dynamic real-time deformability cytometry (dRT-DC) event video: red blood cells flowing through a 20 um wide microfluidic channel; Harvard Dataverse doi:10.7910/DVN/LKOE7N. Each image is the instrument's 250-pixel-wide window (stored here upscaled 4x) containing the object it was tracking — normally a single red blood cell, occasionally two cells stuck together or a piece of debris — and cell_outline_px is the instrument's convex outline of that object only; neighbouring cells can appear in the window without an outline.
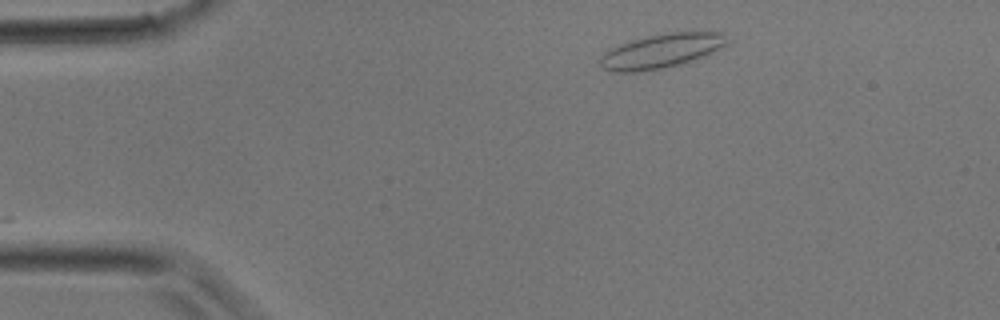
{"species": "common noctule bat (a hibernating species)", "species_latin": "Nyctalus noctula", "temperature_condition": "room temperature", "stored_images_in_passage": 32, "camera_frame_rate_fps": 3000, "um_per_image_px": 0.085, "animal": {"sex": "male", "body_mass_g": 17.9}, "frame": {"image": 1, "passage_image": 1, "time_ms": 0.0, "image_size_px": [1000, 320], "cell_outline_px": [[724, 44], [720, 48], [704, 56], [680, 64], [664, 68], [640, 72], [612, 72], [604, 68], [600, 64], [600, 56], [604, 52], [628, 40], [668, 32], [724, 32]], "centroid_in_image_um": [56.14, 4.34], "position_along_channel_um": 28.9, "area_um2": 25.14}}
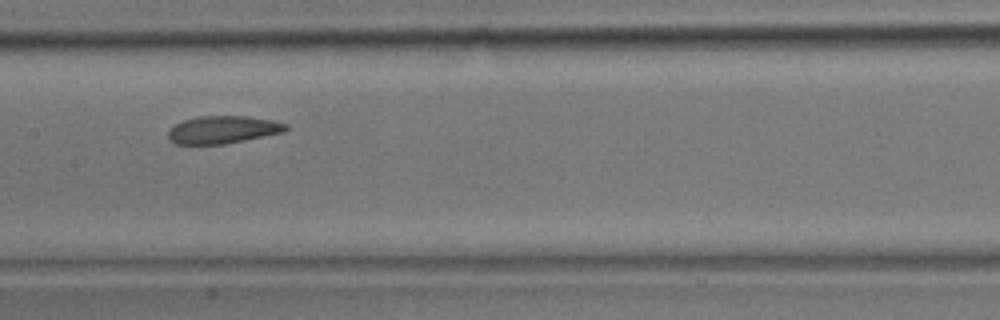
{"frame": {"image": 2, "passage_image": 13, "time_ms": 4.0, "image_size_px": [1000, 320], "cell_outline_px": [[288, 128], [284, 132], [224, 144], [176, 144], [168, 140], [168, 132], [176, 124], [184, 120], [200, 116], [248, 116], [272, 120], [288, 124]], "centroid_in_image_um": [18.95, 11.02], "position_along_channel_um": 188.4, "area_um2": 18.84}}
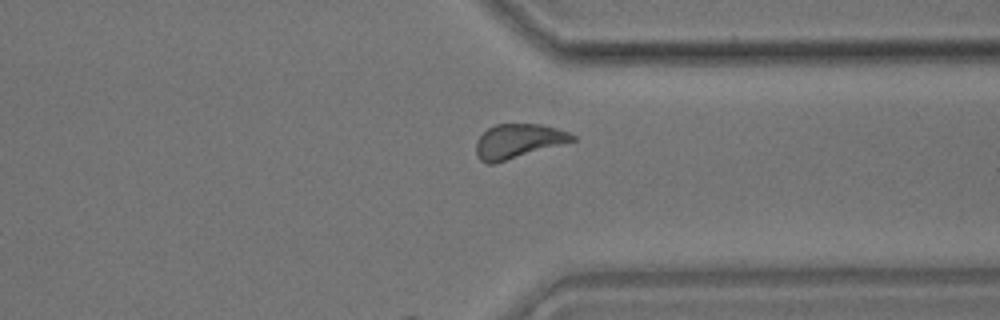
{"frame": {"image": 3, "passage_image": 23, "time_ms": 7.333, "image_size_px": [1000, 320], "cell_outline_px": [[576, 140], [492, 164], [488, 164], [480, 160], [476, 156], [476, 140], [488, 128], [496, 124], [544, 124], [568, 132], [576, 136]], "centroid_in_image_um": [44.02, 11.99], "position_along_channel_um": 367.4, "area_um2": 19.07}}